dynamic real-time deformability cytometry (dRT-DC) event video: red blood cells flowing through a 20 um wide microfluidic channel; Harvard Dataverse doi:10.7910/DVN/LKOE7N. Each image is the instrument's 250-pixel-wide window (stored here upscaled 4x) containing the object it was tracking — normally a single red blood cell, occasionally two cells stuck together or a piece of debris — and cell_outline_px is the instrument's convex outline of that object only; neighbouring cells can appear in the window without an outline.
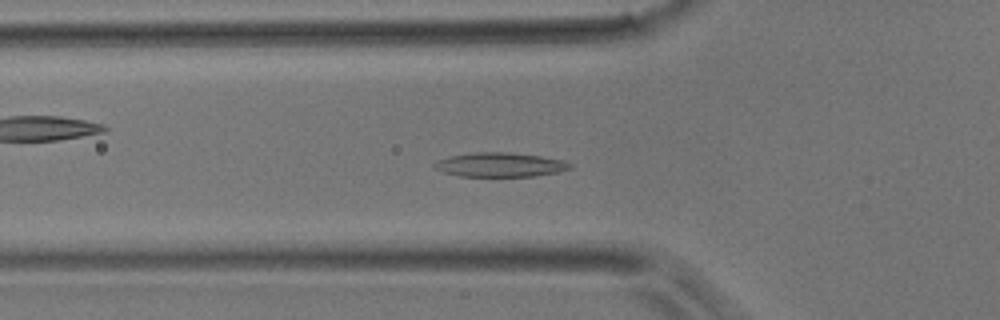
{"species": "common noctule bat (a hibernating species)", "species_latin": "Nyctalus noctula", "temperature_condition": "room temperature", "stored_images_in_passage": 46, "camera_frame_rate_fps": 3000, "um_per_image_px": 0.085, "animal": {"sex": "male", "body_mass_g": 17.9}, "frame": {"image": 1, "passage_image": 15, "time_ms": 4.667, "image_size_px": [1000, 320], "cell_outline_px": [[572, 168], [556, 172], [532, 176], [460, 176], [444, 172], [436, 168], [432, 164], [448, 156], [476, 152], [508, 152], [540, 156], [560, 160], [572, 164]], "centroid_in_image_um": [42.49, 14.0], "position_along_channel_um": 83.3, "area_um2": 18.84}}
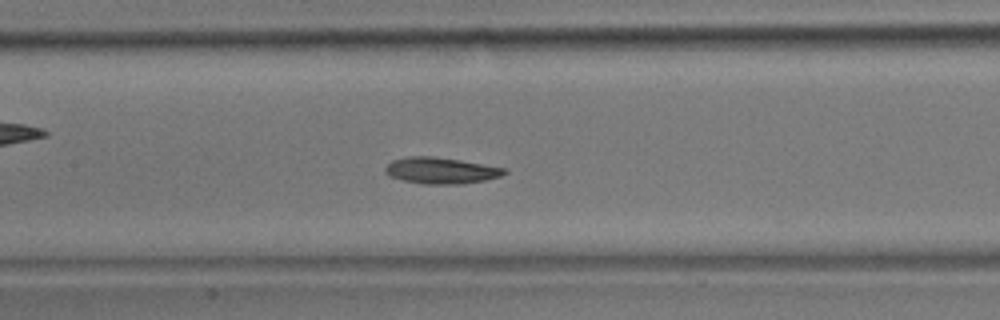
{"frame": {"image": 2, "passage_image": 21, "time_ms": 6.667, "image_size_px": [1000, 320], "cell_outline_px": [[508, 172], [500, 176], [484, 180], [460, 184], [424, 184], [404, 180], [388, 176], [384, 172], [384, 168], [392, 160], [408, 156], [432, 156], [460, 160], [508, 168]], "centroid_in_image_um": [37.48, 14.49], "position_along_channel_um": 169.9, "area_um2": 18.32}}
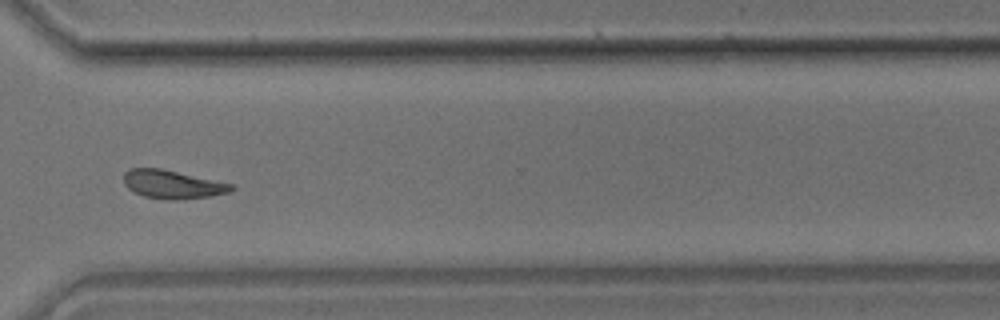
{"frame": {"image": 3, "passage_image": 34, "time_ms": 11.0, "image_size_px": [1000, 320], "cell_outline_px": [[236, 188], [228, 192], [212, 196], [176, 200], [164, 200], [144, 196], [128, 188], [124, 184], [124, 172], [132, 168], [160, 168], [232, 184]], "centroid_in_image_um": [14.65, 15.68], "position_along_channel_um": 355.9, "area_um2": 17.69}}